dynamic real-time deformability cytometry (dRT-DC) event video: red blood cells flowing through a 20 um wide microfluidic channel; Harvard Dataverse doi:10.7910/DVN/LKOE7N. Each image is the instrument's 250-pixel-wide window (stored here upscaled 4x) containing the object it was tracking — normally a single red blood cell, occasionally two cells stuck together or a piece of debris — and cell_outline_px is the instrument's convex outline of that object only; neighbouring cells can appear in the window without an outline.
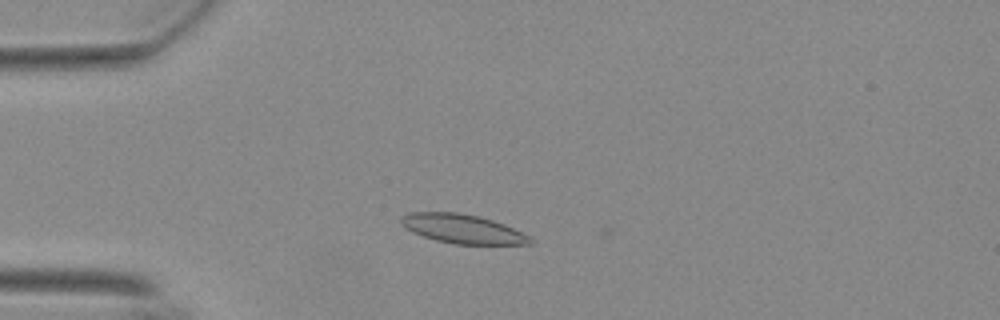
{"species": "Egyptian fruit bat (a non-hibernating species)", "species_latin": "Rousettus aegyptiacus", "temperature_condition": "warm", "stored_images_in_passage": 43, "camera_frame_rate_fps": 3000, "um_per_image_px": 0.085, "animal": {"sex": "female"}, "frame": {"image": 1, "passage_image": 2, "time_ms": 0.333, "image_size_px": [1000, 320], "cell_outline_px": [[532, 244], [452, 244], [436, 240], [412, 232], [400, 224], [400, 216], [412, 212], [456, 212], [476, 216], [492, 220], [504, 224], [528, 236], [532, 240]], "centroid_in_image_um": [39.26, 19.45], "position_along_channel_um": 45.7, "area_um2": 21.62}}
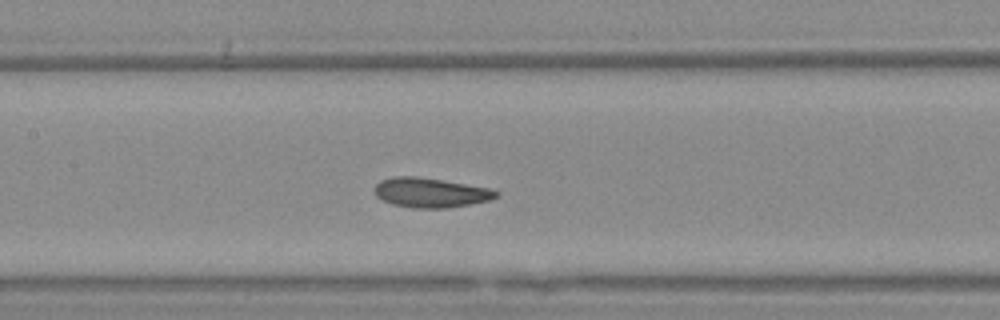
{"frame": {"image": 2, "passage_image": 14, "time_ms": 4.333, "image_size_px": [1000, 320], "cell_outline_px": [[500, 196], [488, 200], [468, 204], [444, 208], [412, 208], [392, 204], [376, 196], [376, 184], [380, 180], [392, 176], [416, 176], [488, 188], [500, 192]], "centroid_in_image_um": [36.58, 16.37], "position_along_channel_um": 170.8, "area_um2": 20.69}}
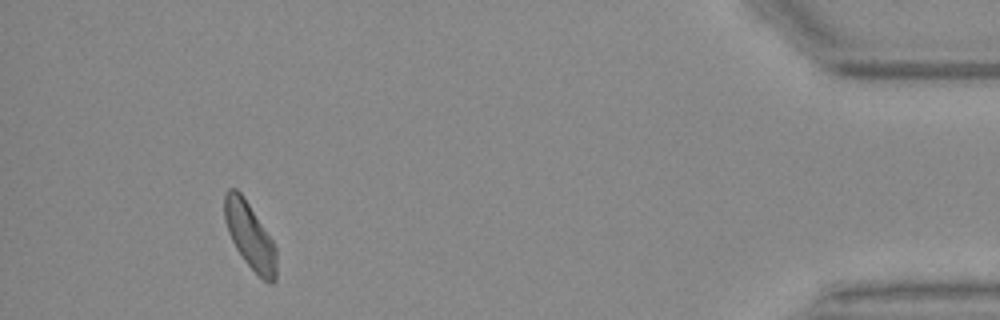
{"frame": {"image": 3, "passage_image": 39, "time_ms": 12.667, "image_size_px": [1000, 320], "cell_outline_px": [[276, 280], [272, 284], [268, 284], [244, 260], [236, 248], [228, 232], [224, 220], [224, 192], [228, 188], [236, 188], [240, 192], [272, 240], [276, 248]], "centroid_in_image_um": [21.22, 20.04], "position_along_channel_um": 414.0, "area_um2": 19.77}, "authors_computed_cell_mechanics": {"area_um2": 20.6924, "velocity_mm_per_s": 3.6686, "shape_relaxation_time_tau1_ms": 4.7368, "shape_relaxation_time_tau2_ms": 1.5777, "deformation_change_tau1": 0.1041, "deformation_change_tau2": 0.0654}}